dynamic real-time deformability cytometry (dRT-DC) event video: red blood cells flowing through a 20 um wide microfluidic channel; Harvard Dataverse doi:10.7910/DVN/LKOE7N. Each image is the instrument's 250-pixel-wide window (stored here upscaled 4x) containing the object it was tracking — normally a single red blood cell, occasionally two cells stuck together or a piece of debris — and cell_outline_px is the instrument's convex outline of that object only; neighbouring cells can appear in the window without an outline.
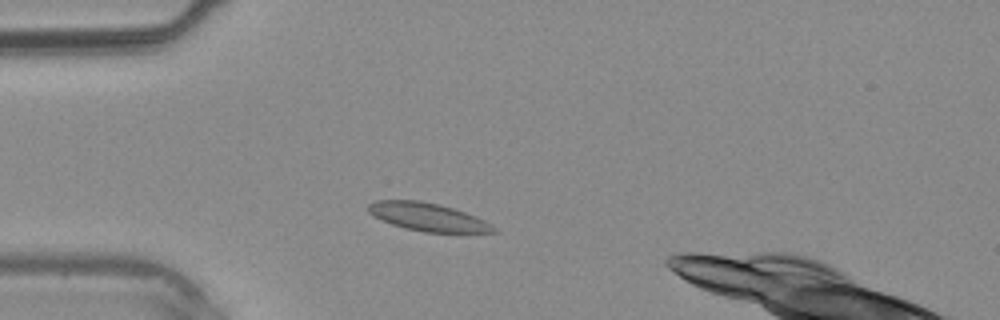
{"species": "common noctule bat (a hibernating species)", "species_latin": "Nyctalus noctula", "temperature_condition": "warm", "stored_images_in_passage": 30, "camera_frame_rate_fps": 3000, "um_per_image_px": 0.085, "animal": {"sex": "male", "body_mass_g": 20.4}, "frame": {"image": 1, "passage_image": 1, "time_ms": 0.0, "image_size_px": [1000, 320], "cell_outline_px": [[500, 232], [424, 232], [404, 228], [380, 220], [372, 216], [364, 208], [368, 204], [376, 200], [420, 200], [440, 204], [464, 212], [484, 220], [492, 224]], "centroid_in_image_um": [36.3, 18.43], "position_along_channel_um": 48.7, "area_um2": 20.63}}
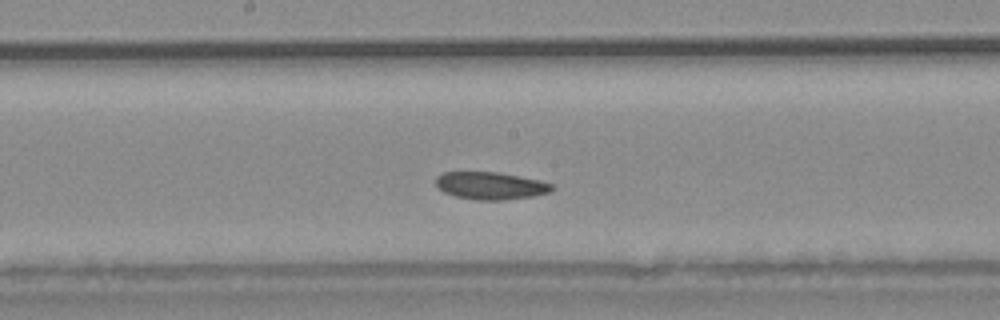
{"frame": {"image": 2, "passage_image": 11, "time_ms": 3.333, "image_size_px": [1000, 320], "cell_outline_px": [[556, 188], [548, 192], [532, 196], [504, 200], [476, 200], [456, 196], [444, 192], [436, 184], [436, 176], [444, 172], [496, 172], [540, 180], [552, 184]], "centroid_in_image_um": [41.7, 15.78], "position_along_channel_um": 206.5, "area_um2": 18.44}}
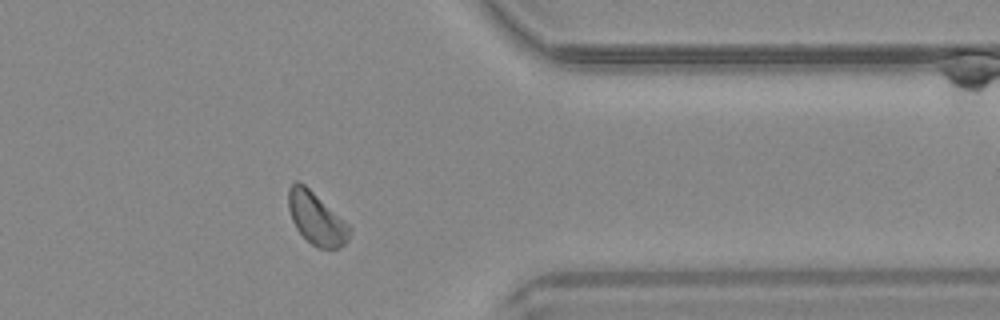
{"frame": {"image": 3, "passage_image": 22, "time_ms": 7.0, "image_size_px": [1000, 320], "cell_outline_px": [[352, 228], [348, 240], [340, 248], [316, 248], [296, 228], [292, 220], [288, 208], [288, 188], [296, 180], [300, 180], [348, 224]], "centroid_in_image_um": [26.88, 18.56], "position_along_channel_um": 384.5, "area_um2": 18.5}}